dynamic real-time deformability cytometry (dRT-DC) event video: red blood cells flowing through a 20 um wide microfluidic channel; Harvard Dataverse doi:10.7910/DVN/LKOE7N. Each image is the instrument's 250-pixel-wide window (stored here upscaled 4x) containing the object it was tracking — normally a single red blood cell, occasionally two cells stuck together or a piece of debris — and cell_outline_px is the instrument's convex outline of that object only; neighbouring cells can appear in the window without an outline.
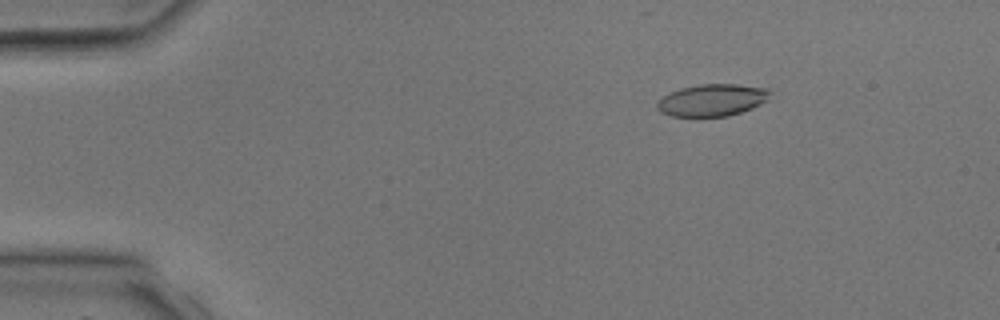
{"species": "common noctule bat (a hibernating species)", "species_latin": "Nyctalus noctula", "temperature_condition": "room temperature", "stored_images_in_passage": 3, "camera_frame_rate_fps": 3000, "um_per_image_px": 0.085, "animal": {"sex": "male", "body_mass_g": 17.9, "forearm_length_mm": 54.2}, "frame": {"image": 1, "passage_image": 3, "time_ms": 2.667, "image_size_px": [1000, 320], "cell_outline_px": [[772, 92], [768, 100], [752, 108], [728, 116], [672, 116], [660, 112], [656, 108], [656, 100], [680, 88], [700, 84], [736, 84], [768, 88]], "centroid_in_image_um": [60.54, 8.5], "position_along_channel_um": 24.5, "area_um2": 21.15}}